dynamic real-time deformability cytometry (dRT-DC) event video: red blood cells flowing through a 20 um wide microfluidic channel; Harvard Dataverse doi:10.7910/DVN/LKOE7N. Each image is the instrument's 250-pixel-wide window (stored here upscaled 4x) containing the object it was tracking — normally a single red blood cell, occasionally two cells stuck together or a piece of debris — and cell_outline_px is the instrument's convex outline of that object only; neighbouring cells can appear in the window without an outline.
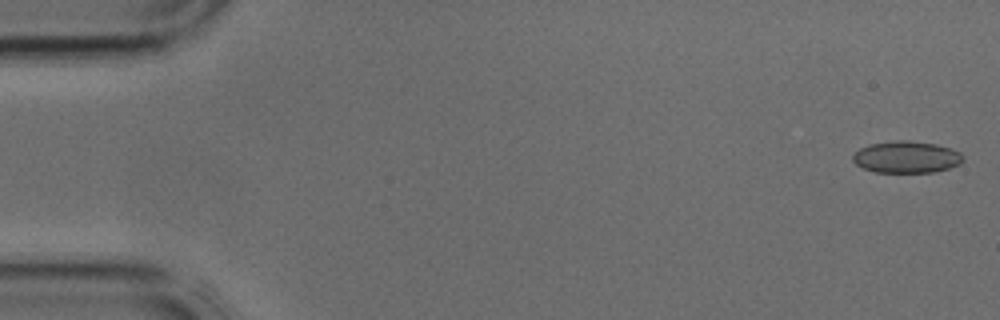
{"species": "common noctule bat (a hibernating species)", "species_latin": "Nyctalus noctula", "temperature_condition": "cold", "stored_images_in_passage": 41, "camera_frame_rate_fps": 3000, "um_per_image_px": 0.085, "animal": {"sex": "male", "body_mass_g": 17.9, "forearm_length_mm": 54.2}, "frame": {"image": 1, "passage_image": 1, "time_ms": 0.0, "image_size_px": [1000, 320], "cell_outline_px": [[964, 160], [960, 164], [948, 168], [932, 172], [876, 172], [864, 168], [856, 164], [852, 160], [852, 156], [860, 148], [868, 144], [896, 140], [908, 140], [936, 144], [960, 152], [964, 156]], "centroid_in_image_um": [77.05, 13.34], "position_along_channel_um": 8.0, "area_um2": 20.4}}
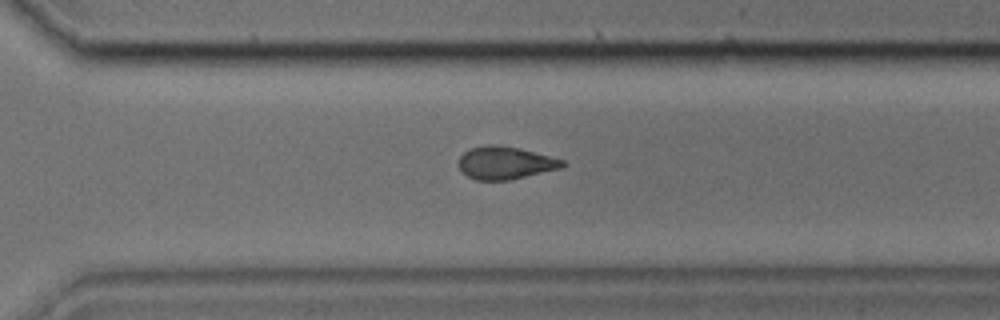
{"frame": {"image": 2, "passage_image": 29, "time_ms": 9.333, "image_size_px": [1000, 320], "cell_outline_px": [[568, 164], [560, 168], [508, 180], [476, 180], [468, 176], [460, 168], [460, 156], [464, 152], [472, 148], [488, 144], [492, 144], [520, 148], [564, 160]], "centroid_in_image_um": [42.97, 13.84], "position_along_channel_um": 327.6, "area_um2": 19.48}}
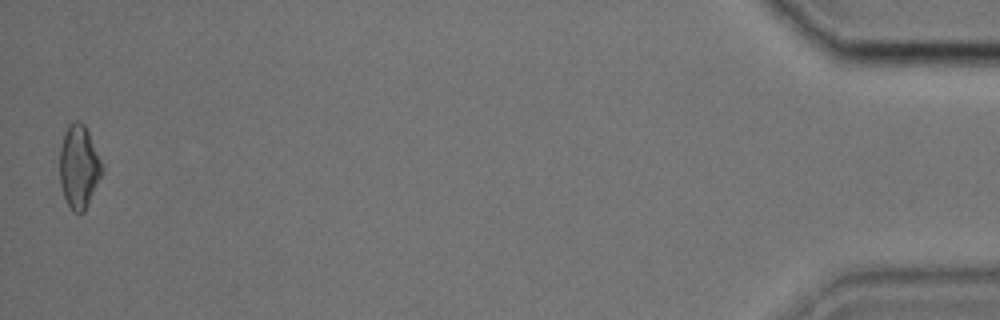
{"frame": {"image": 3, "passage_image": 41, "time_ms": 13.333, "image_size_px": [1000, 320], "cell_outline_px": [[104, 172], [84, 212], [72, 212], [64, 196], [60, 184], [60, 148], [64, 132], [68, 124], [76, 120], [80, 120], [84, 124], [88, 132], [104, 168]], "centroid_in_image_um": [6.71, 14.17], "position_along_channel_um": 428.5, "area_um2": 20.58}}